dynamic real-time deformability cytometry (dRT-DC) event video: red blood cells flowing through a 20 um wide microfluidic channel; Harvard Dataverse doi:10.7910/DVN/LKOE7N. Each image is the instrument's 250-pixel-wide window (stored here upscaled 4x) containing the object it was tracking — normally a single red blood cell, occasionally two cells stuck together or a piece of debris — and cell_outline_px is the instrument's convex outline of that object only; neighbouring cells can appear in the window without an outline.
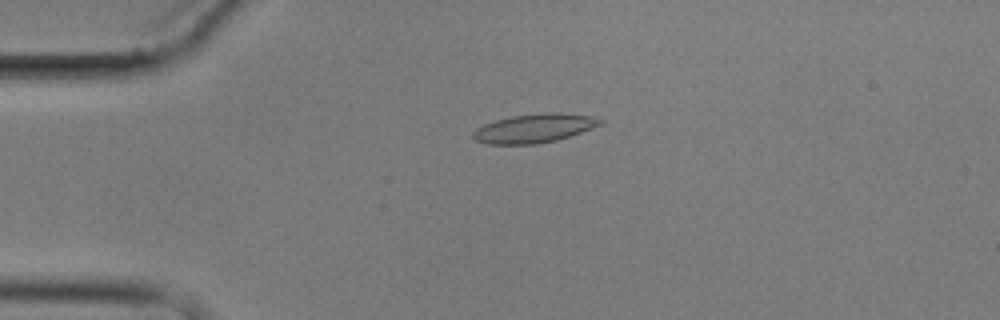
{"species": "common noctule bat (a hibernating species)", "species_latin": "Nyctalus noctula", "temperature_condition": "cold", "stored_images_in_passage": 4, "camera_frame_rate_fps": 3000, "um_per_image_px": 0.085, "animal": {"sex": "male", "body_mass_g": 17.9}, "frame": {"image": 1, "passage_image": 4, "time_ms": 4.0, "image_size_px": [1000, 320], "cell_outline_px": [[604, 124], [556, 140], [536, 144], [488, 144], [472, 140], [472, 132], [476, 128], [484, 124], [496, 120], [512, 116], [548, 112], [560, 112], [592, 116], [604, 120]], "centroid_in_image_um": [45.4, 10.9], "position_along_channel_um": 39.6, "area_um2": 21.44}}